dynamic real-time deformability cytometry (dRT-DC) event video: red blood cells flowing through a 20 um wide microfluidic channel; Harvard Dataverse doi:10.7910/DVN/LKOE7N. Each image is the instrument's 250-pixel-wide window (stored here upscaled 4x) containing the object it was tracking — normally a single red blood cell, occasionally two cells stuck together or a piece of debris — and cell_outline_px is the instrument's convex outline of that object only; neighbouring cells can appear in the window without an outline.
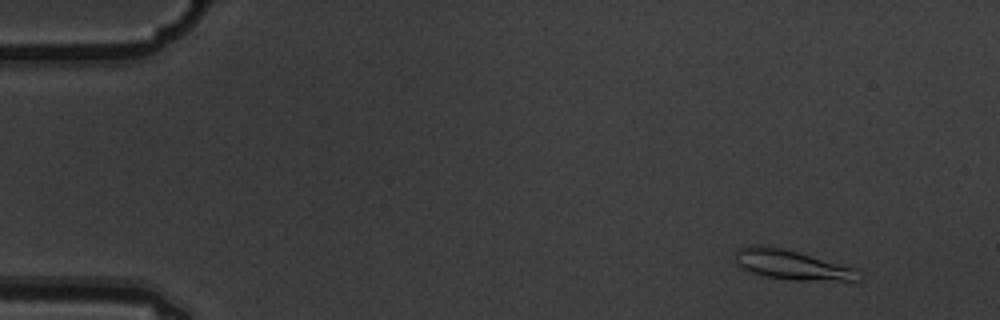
{"species": "common noctule bat (a hibernating species)", "species_latin": "Nyctalus noctula", "temperature_condition": "warm", "stored_images_in_passage": 14, "camera_frame_rate_fps": 3000, "um_per_image_px": 0.085, "animal": {"sex": "male", "body_mass_g": 19.5, "forearm_length_mm": 54.6}, "frame": {"image": 1, "passage_image": 1, "time_ms": 0.0, "image_size_px": [1000, 320], "cell_outline_px": [[860, 284], [856, 284], [792, 280], [764, 276], [752, 272], [736, 264], [732, 256], [736, 248], [780, 248], [796, 252], [856, 268], [860, 280]], "centroid_in_image_um": [67.47, 22.61], "position_along_channel_um": 17.5, "area_um2": 21.44}}
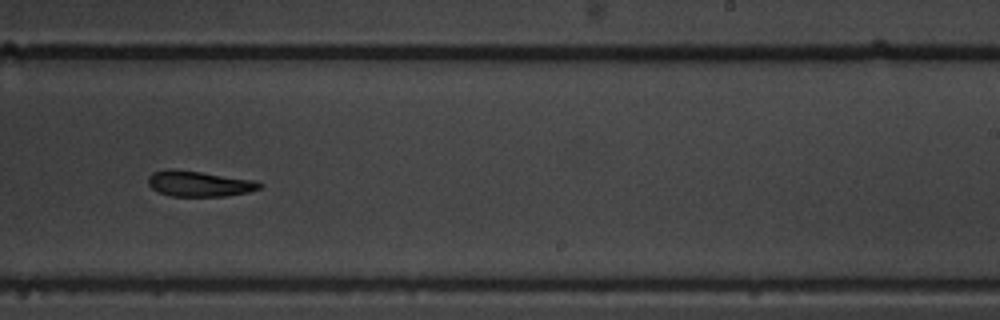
{"frame": {"image": 2, "passage_image": 9, "time_ms": 2.667, "image_size_px": [1000, 320], "cell_outline_px": [[264, 184], [260, 188], [248, 192], [224, 196], [172, 196], [156, 192], [148, 184], [148, 176], [152, 172], [168, 168], [200, 172], [252, 180]], "centroid_in_image_um": [16.86, 15.61], "position_along_channel_um": 272.1, "area_um2": 16.53}}
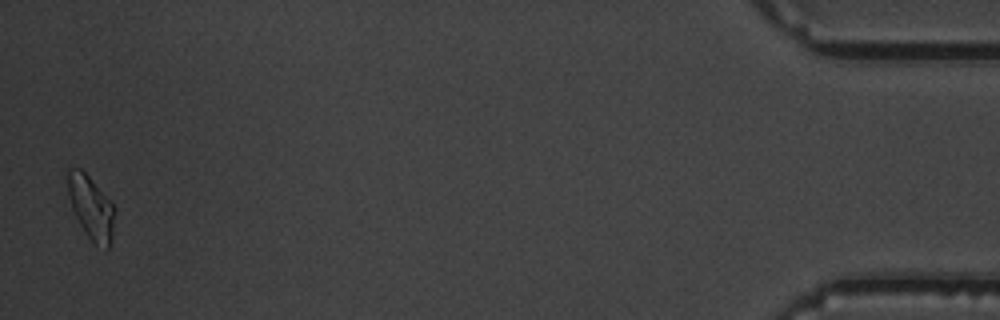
{"frame": {"image": 3, "passage_image": 14, "time_ms": 4.333, "image_size_px": [1000, 320], "cell_outline_px": [[116, 208], [112, 236], [108, 248], [96, 244], [84, 232], [72, 208], [68, 196], [68, 168], [80, 168], [88, 176]], "centroid_in_image_um": [7.74, 17.63], "position_along_channel_um": 427.5, "area_um2": 16.94}}